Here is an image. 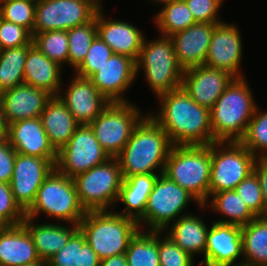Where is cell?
Wrapping results in <instances>:
<instances>
[{"label":"cell","instance_id":"cell-1","mask_svg":"<svg viewBox=\"0 0 267 266\" xmlns=\"http://www.w3.org/2000/svg\"><path fill=\"white\" fill-rule=\"evenodd\" d=\"M157 98L159 110L149 112V115L167 133L173 145H210L216 142L211 129L210 109L196 103L182 87Z\"/></svg>","mask_w":267,"mask_h":266},{"label":"cell","instance_id":"cell-2","mask_svg":"<svg viewBox=\"0 0 267 266\" xmlns=\"http://www.w3.org/2000/svg\"><path fill=\"white\" fill-rule=\"evenodd\" d=\"M173 146L167 133L149 113L146 114L116 157L123 179L132 175L164 173Z\"/></svg>","mask_w":267,"mask_h":266},{"label":"cell","instance_id":"cell-3","mask_svg":"<svg viewBox=\"0 0 267 266\" xmlns=\"http://www.w3.org/2000/svg\"><path fill=\"white\" fill-rule=\"evenodd\" d=\"M247 79L235 78L210 109L216 142H239L257 107Z\"/></svg>","mask_w":267,"mask_h":266},{"label":"cell","instance_id":"cell-4","mask_svg":"<svg viewBox=\"0 0 267 266\" xmlns=\"http://www.w3.org/2000/svg\"><path fill=\"white\" fill-rule=\"evenodd\" d=\"M78 226L100 260L125 254L130 240L140 230L137 221L114 210L86 212Z\"/></svg>","mask_w":267,"mask_h":266},{"label":"cell","instance_id":"cell-5","mask_svg":"<svg viewBox=\"0 0 267 266\" xmlns=\"http://www.w3.org/2000/svg\"><path fill=\"white\" fill-rule=\"evenodd\" d=\"M210 173L211 144L174 145L164 169V174L189 192L200 205L209 200Z\"/></svg>","mask_w":267,"mask_h":266},{"label":"cell","instance_id":"cell-6","mask_svg":"<svg viewBox=\"0 0 267 266\" xmlns=\"http://www.w3.org/2000/svg\"><path fill=\"white\" fill-rule=\"evenodd\" d=\"M41 213L73 225H79L86 214L73 178L60 173L56 168L40 186L35 201L25 212V216L35 220Z\"/></svg>","mask_w":267,"mask_h":266},{"label":"cell","instance_id":"cell-7","mask_svg":"<svg viewBox=\"0 0 267 266\" xmlns=\"http://www.w3.org/2000/svg\"><path fill=\"white\" fill-rule=\"evenodd\" d=\"M144 37L136 61V75L144 71L145 80L155 96L181 87L184 69L177 62L170 37L160 35L146 41Z\"/></svg>","mask_w":267,"mask_h":266},{"label":"cell","instance_id":"cell-8","mask_svg":"<svg viewBox=\"0 0 267 266\" xmlns=\"http://www.w3.org/2000/svg\"><path fill=\"white\" fill-rule=\"evenodd\" d=\"M73 180L79 201L86 212L115 210L112 206L117 204L123 182L117 158H110L86 172L77 174Z\"/></svg>","mask_w":267,"mask_h":266},{"label":"cell","instance_id":"cell-9","mask_svg":"<svg viewBox=\"0 0 267 266\" xmlns=\"http://www.w3.org/2000/svg\"><path fill=\"white\" fill-rule=\"evenodd\" d=\"M190 201L195 202L198 207L201 206L184 188L164 173L159 174L148 196L144 216L138 221L140 230H143L146 224V231H164L172 221L175 222L181 216L189 214L183 211Z\"/></svg>","mask_w":267,"mask_h":266},{"label":"cell","instance_id":"cell-10","mask_svg":"<svg viewBox=\"0 0 267 266\" xmlns=\"http://www.w3.org/2000/svg\"><path fill=\"white\" fill-rule=\"evenodd\" d=\"M257 158L240 142L211 143L209 197L236 186L253 173Z\"/></svg>","mask_w":267,"mask_h":266},{"label":"cell","instance_id":"cell-11","mask_svg":"<svg viewBox=\"0 0 267 266\" xmlns=\"http://www.w3.org/2000/svg\"><path fill=\"white\" fill-rule=\"evenodd\" d=\"M129 102H110L89 124L96 139L109 155L116 158L130 139L133 129L145 116Z\"/></svg>","mask_w":267,"mask_h":266},{"label":"cell","instance_id":"cell-12","mask_svg":"<svg viewBox=\"0 0 267 266\" xmlns=\"http://www.w3.org/2000/svg\"><path fill=\"white\" fill-rule=\"evenodd\" d=\"M99 0H44L36 4L33 36L49 30L68 31L91 21Z\"/></svg>","mask_w":267,"mask_h":266},{"label":"cell","instance_id":"cell-13","mask_svg":"<svg viewBox=\"0 0 267 266\" xmlns=\"http://www.w3.org/2000/svg\"><path fill=\"white\" fill-rule=\"evenodd\" d=\"M110 159L104 151L90 125H79L69 142L57 152L55 168L62 174L74 178Z\"/></svg>","mask_w":267,"mask_h":266},{"label":"cell","instance_id":"cell-14","mask_svg":"<svg viewBox=\"0 0 267 266\" xmlns=\"http://www.w3.org/2000/svg\"><path fill=\"white\" fill-rule=\"evenodd\" d=\"M56 162L16 153L10 181L15 202L26 212L35 201L37 191L55 169Z\"/></svg>","mask_w":267,"mask_h":266},{"label":"cell","instance_id":"cell-15","mask_svg":"<svg viewBox=\"0 0 267 266\" xmlns=\"http://www.w3.org/2000/svg\"><path fill=\"white\" fill-rule=\"evenodd\" d=\"M235 24L218 23L212 33L205 66L229 72L235 78H244L241 71L243 57L242 37ZM241 71V72H240Z\"/></svg>","mask_w":267,"mask_h":266},{"label":"cell","instance_id":"cell-16","mask_svg":"<svg viewBox=\"0 0 267 266\" xmlns=\"http://www.w3.org/2000/svg\"><path fill=\"white\" fill-rule=\"evenodd\" d=\"M136 77V61L129 56L113 53L89 79L110 102H130L124 93Z\"/></svg>","mask_w":267,"mask_h":266},{"label":"cell","instance_id":"cell-17","mask_svg":"<svg viewBox=\"0 0 267 266\" xmlns=\"http://www.w3.org/2000/svg\"><path fill=\"white\" fill-rule=\"evenodd\" d=\"M209 226L206 249L200 266H223L243 262V239L241 227L213 221Z\"/></svg>","mask_w":267,"mask_h":266},{"label":"cell","instance_id":"cell-18","mask_svg":"<svg viewBox=\"0 0 267 266\" xmlns=\"http://www.w3.org/2000/svg\"><path fill=\"white\" fill-rule=\"evenodd\" d=\"M234 79L227 71L201 65L184 70L181 87L196 103L211 109Z\"/></svg>","mask_w":267,"mask_h":266},{"label":"cell","instance_id":"cell-19","mask_svg":"<svg viewBox=\"0 0 267 266\" xmlns=\"http://www.w3.org/2000/svg\"><path fill=\"white\" fill-rule=\"evenodd\" d=\"M58 97L79 125H89L110 103L89 78L76 74L64 94L60 91Z\"/></svg>","mask_w":267,"mask_h":266},{"label":"cell","instance_id":"cell-20","mask_svg":"<svg viewBox=\"0 0 267 266\" xmlns=\"http://www.w3.org/2000/svg\"><path fill=\"white\" fill-rule=\"evenodd\" d=\"M101 6L96 12L97 36L104 41L114 54L129 56L137 61L144 33L135 25L121 20L107 19Z\"/></svg>","mask_w":267,"mask_h":266},{"label":"cell","instance_id":"cell-21","mask_svg":"<svg viewBox=\"0 0 267 266\" xmlns=\"http://www.w3.org/2000/svg\"><path fill=\"white\" fill-rule=\"evenodd\" d=\"M8 140L18 154L36 156L57 162L40 117L19 120L8 125Z\"/></svg>","mask_w":267,"mask_h":266},{"label":"cell","instance_id":"cell-22","mask_svg":"<svg viewBox=\"0 0 267 266\" xmlns=\"http://www.w3.org/2000/svg\"><path fill=\"white\" fill-rule=\"evenodd\" d=\"M217 24L197 22L170 36L177 62L184 70L205 64L212 33Z\"/></svg>","mask_w":267,"mask_h":266},{"label":"cell","instance_id":"cell-23","mask_svg":"<svg viewBox=\"0 0 267 266\" xmlns=\"http://www.w3.org/2000/svg\"><path fill=\"white\" fill-rule=\"evenodd\" d=\"M52 97L46 90L20 84L0 94L7 125L24 119L38 118Z\"/></svg>","mask_w":267,"mask_h":266},{"label":"cell","instance_id":"cell-24","mask_svg":"<svg viewBox=\"0 0 267 266\" xmlns=\"http://www.w3.org/2000/svg\"><path fill=\"white\" fill-rule=\"evenodd\" d=\"M41 261L23 224L0 228V266H22Z\"/></svg>","mask_w":267,"mask_h":266},{"label":"cell","instance_id":"cell-25","mask_svg":"<svg viewBox=\"0 0 267 266\" xmlns=\"http://www.w3.org/2000/svg\"><path fill=\"white\" fill-rule=\"evenodd\" d=\"M62 66L50 60L35 45L27 53L24 65V83L58 96L62 90Z\"/></svg>","mask_w":267,"mask_h":266},{"label":"cell","instance_id":"cell-26","mask_svg":"<svg viewBox=\"0 0 267 266\" xmlns=\"http://www.w3.org/2000/svg\"><path fill=\"white\" fill-rule=\"evenodd\" d=\"M51 146L60 151L74 135L79 124L58 96H52L40 115Z\"/></svg>","mask_w":267,"mask_h":266},{"label":"cell","instance_id":"cell-27","mask_svg":"<svg viewBox=\"0 0 267 266\" xmlns=\"http://www.w3.org/2000/svg\"><path fill=\"white\" fill-rule=\"evenodd\" d=\"M33 218L25 216L22 224L29 231L38 256L42 261L47 262L55 253L62 249L70 237L79 229L78 225L67 227L60 223H34Z\"/></svg>","mask_w":267,"mask_h":266},{"label":"cell","instance_id":"cell-28","mask_svg":"<svg viewBox=\"0 0 267 266\" xmlns=\"http://www.w3.org/2000/svg\"><path fill=\"white\" fill-rule=\"evenodd\" d=\"M172 224L164 230L166 235L191 257L194 258L196 253L204 256L209 230L204 219L202 220L200 216L190 212V214L181 216Z\"/></svg>","mask_w":267,"mask_h":266},{"label":"cell","instance_id":"cell-29","mask_svg":"<svg viewBox=\"0 0 267 266\" xmlns=\"http://www.w3.org/2000/svg\"><path fill=\"white\" fill-rule=\"evenodd\" d=\"M158 176L159 174H141L124 178L117 203L121 201L125 207L122 212H115L138 222L144 216L148 196Z\"/></svg>","mask_w":267,"mask_h":266},{"label":"cell","instance_id":"cell-30","mask_svg":"<svg viewBox=\"0 0 267 266\" xmlns=\"http://www.w3.org/2000/svg\"><path fill=\"white\" fill-rule=\"evenodd\" d=\"M209 199L199 208L202 210H206V207L211 208V211L213 210V212L226 218L224 220L218 219L217 222L243 227L257 217L235 190L213 193Z\"/></svg>","mask_w":267,"mask_h":266},{"label":"cell","instance_id":"cell-31","mask_svg":"<svg viewBox=\"0 0 267 266\" xmlns=\"http://www.w3.org/2000/svg\"><path fill=\"white\" fill-rule=\"evenodd\" d=\"M243 262L267 266V217H256L241 227Z\"/></svg>","mask_w":267,"mask_h":266},{"label":"cell","instance_id":"cell-32","mask_svg":"<svg viewBox=\"0 0 267 266\" xmlns=\"http://www.w3.org/2000/svg\"><path fill=\"white\" fill-rule=\"evenodd\" d=\"M101 260L78 229L67 244L48 261V266H100Z\"/></svg>","mask_w":267,"mask_h":266},{"label":"cell","instance_id":"cell-33","mask_svg":"<svg viewBox=\"0 0 267 266\" xmlns=\"http://www.w3.org/2000/svg\"><path fill=\"white\" fill-rule=\"evenodd\" d=\"M154 20L159 34L167 37L197 23L184 0L162 5Z\"/></svg>","mask_w":267,"mask_h":266},{"label":"cell","instance_id":"cell-34","mask_svg":"<svg viewBox=\"0 0 267 266\" xmlns=\"http://www.w3.org/2000/svg\"><path fill=\"white\" fill-rule=\"evenodd\" d=\"M32 46L0 50V94L24 83V65Z\"/></svg>","mask_w":267,"mask_h":266},{"label":"cell","instance_id":"cell-35","mask_svg":"<svg viewBox=\"0 0 267 266\" xmlns=\"http://www.w3.org/2000/svg\"><path fill=\"white\" fill-rule=\"evenodd\" d=\"M128 266H160L158 231L139 230L125 253Z\"/></svg>","mask_w":267,"mask_h":266},{"label":"cell","instance_id":"cell-36","mask_svg":"<svg viewBox=\"0 0 267 266\" xmlns=\"http://www.w3.org/2000/svg\"><path fill=\"white\" fill-rule=\"evenodd\" d=\"M67 36L68 65L75 70L85 59L92 41L97 36L96 15L88 23L69 29Z\"/></svg>","mask_w":267,"mask_h":266},{"label":"cell","instance_id":"cell-37","mask_svg":"<svg viewBox=\"0 0 267 266\" xmlns=\"http://www.w3.org/2000/svg\"><path fill=\"white\" fill-rule=\"evenodd\" d=\"M33 44L50 60L60 66L68 64V36L65 30H49L36 33Z\"/></svg>","mask_w":267,"mask_h":266},{"label":"cell","instance_id":"cell-38","mask_svg":"<svg viewBox=\"0 0 267 266\" xmlns=\"http://www.w3.org/2000/svg\"><path fill=\"white\" fill-rule=\"evenodd\" d=\"M260 110L257 105L244 137L239 142L256 158H267V111L263 113Z\"/></svg>","mask_w":267,"mask_h":266},{"label":"cell","instance_id":"cell-39","mask_svg":"<svg viewBox=\"0 0 267 266\" xmlns=\"http://www.w3.org/2000/svg\"><path fill=\"white\" fill-rule=\"evenodd\" d=\"M36 3L28 0H0V17L26 28L33 37Z\"/></svg>","mask_w":267,"mask_h":266},{"label":"cell","instance_id":"cell-40","mask_svg":"<svg viewBox=\"0 0 267 266\" xmlns=\"http://www.w3.org/2000/svg\"><path fill=\"white\" fill-rule=\"evenodd\" d=\"M112 49L98 36L92 41L83 62L75 69V74L80 77L90 78L112 56Z\"/></svg>","mask_w":267,"mask_h":266},{"label":"cell","instance_id":"cell-41","mask_svg":"<svg viewBox=\"0 0 267 266\" xmlns=\"http://www.w3.org/2000/svg\"><path fill=\"white\" fill-rule=\"evenodd\" d=\"M163 238L161 237L162 235ZM160 266H193L194 258L183 251L164 231H158Z\"/></svg>","mask_w":267,"mask_h":266},{"label":"cell","instance_id":"cell-42","mask_svg":"<svg viewBox=\"0 0 267 266\" xmlns=\"http://www.w3.org/2000/svg\"><path fill=\"white\" fill-rule=\"evenodd\" d=\"M25 212L15 202L9 183L0 182V224L15 226L22 224Z\"/></svg>","mask_w":267,"mask_h":266},{"label":"cell","instance_id":"cell-43","mask_svg":"<svg viewBox=\"0 0 267 266\" xmlns=\"http://www.w3.org/2000/svg\"><path fill=\"white\" fill-rule=\"evenodd\" d=\"M32 34L24 27L0 17V50L34 45Z\"/></svg>","mask_w":267,"mask_h":266},{"label":"cell","instance_id":"cell-44","mask_svg":"<svg viewBox=\"0 0 267 266\" xmlns=\"http://www.w3.org/2000/svg\"><path fill=\"white\" fill-rule=\"evenodd\" d=\"M243 202L258 217H262V191L259 181L254 173L241 181L235 188Z\"/></svg>","mask_w":267,"mask_h":266},{"label":"cell","instance_id":"cell-45","mask_svg":"<svg viewBox=\"0 0 267 266\" xmlns=\"http://www.w3.org/2000/svg\"><path fill=\"white\" fill-rule=\"evenodd\" d=\"M196 22L221 23L218 12L223 0H184ZM220 19V20H219Z\"/></svg>","mask_w":267,"mask_h":266},{"label":"cell","instance_id":"cell-46","mask_svg":"<svg viewBox=\"0 0 267 266\" xmlns=\"http://www.w3.org/2000/svg\"><path fill=\"white\" fill-rule=\"evenodd\" d=\"M16 152L8 139L0 141V182L10 183L14 171Z\"/></svg>","mask_w":267,"mask_h":266},{"label":"cell","instance_id":"cell-47","mask_svg":"<svg viewBox=\"0 0 267 266\" xmlns=\"http://www.w3.org/2000/svg\"><path fill=\"white\" fill-rule=\"evenodd\" d=\"M253 173L256 175L262 191V217H267V158H257Z\"/></svg>","mask_w":267,"mask_h":266},{"label":"cell","instance_id":"cell-48","mask_svg":"<svg viewBox=\"0 0 267 266\" xmlns=\"http://www.w3.org/2000/svg\"><path fill=\"white\" fill-rule=\"evenodd\" d=\"M100 266H128V263L125 254H120L101 260Z\"/></svg>","mask_w":267,"mask_h":266},{"label":"cell","instance_id":"cell-49","mask_svg":"<svg viewBox=\"0 0 267 266\" xmlns=\"http://www.w3.org/2000/svg\"><path fill=\"white\" fill-rule=\"evenodd\" d=\"M8 139V125L5 120L2 104L0 102V141Z\"/></svg>","mask_w":267,"mask_h":266},{"label":"cell","instance_id":"cell-50","mask_svg":"<svg viewBox=\"0 0 267 266\" xmlns=\"http://www.w3.org/2000/svg\"><path fill=\"white\" fill-rule=\"evenodd\" d=\"M22 266H48V264H47V262L41 260L39 262H35V263L27 264V265H22Z\"/></svg>","mask_w":267,"mask_h":266},{"label":"cell","instance_id":"cell-51","mask_svg":"<svg viewBox=\"0 0 267 266\" xmlns=\"http://www.w3.org/2000/svg\"><path fill=\"white\" fill-rule=\"evenodd\" d=\"M152 2H155L158 3V4H161V5H164V4H167V3H170V2H174V1H178V0H150Z\"/></svg>","mask_w":267,"mask_h":266},{"label":"cell","instance_id":"cell-52","mask_svg":"<svg viewBox=\"0 0 267 266\" xmlns=\"http://www.w3.org/2000/svg\"><path fill=\"white\" fill-rule=\"evenodd\" d=\"M223 266H254V265H250V264H248V263H244V262H242V263L237 262L236 264H232V265H223Z\"/></svg>","mask_w":267,"mask_h":266},{"label":"cell","instance_id":"cell-53","mask_svg":"<svg viewBox=\"0 0 267 266\" xmlns=\"http://www.w3.org/2000/svg\"><path fill=\"white\" fill-rule=\"evenodd\" d=\"M28 1H31V2H34V3H40V2H42V1H44V0H28Z\"/></svg>","mask_w":267,"mask_h":266}]
</instances>
